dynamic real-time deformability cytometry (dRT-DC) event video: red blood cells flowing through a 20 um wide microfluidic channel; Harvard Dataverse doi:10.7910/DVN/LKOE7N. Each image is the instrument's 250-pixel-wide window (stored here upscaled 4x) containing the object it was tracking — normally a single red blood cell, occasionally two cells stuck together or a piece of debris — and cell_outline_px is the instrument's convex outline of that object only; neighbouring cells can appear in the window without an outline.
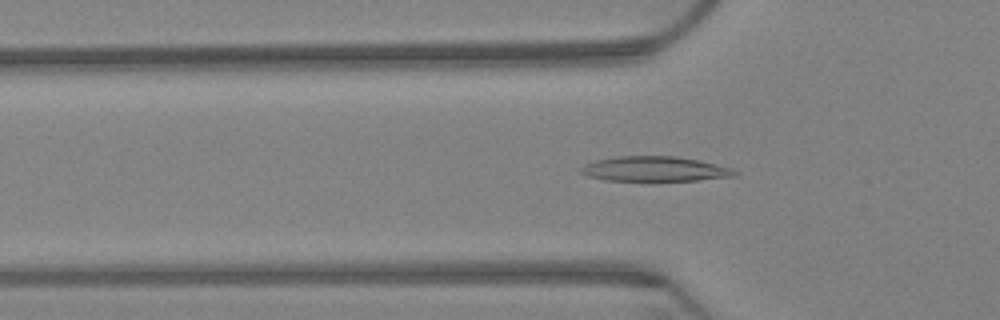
{"species": "Egyptian fruit bat (a non-hibernating species)", "species_latin": "Rousettus aegyptiacus", "temperature_condition": "warm", "stored_images_in_passage": 62, "camera_frame_rate_fps": 3000, "um_per_image_px": 0.085, "animal": {"sex": "female"}, "frame": {"image": 1, "passage_image": 19, "time_ms": 6.0, "image_size_px": [1000, 320], "cell_outline_px": [[740, 172], [736, 176], [696, 180], [604, 180], [588, 176], [580, 172], [580, 168], [596, 160], [616, 156], [676, 156], [700, 160], [732, 168]], "centroid_in_image_um": [55.7, 14.35], "position_along_channel_um": 70.1, "area_um2": 22.2}}
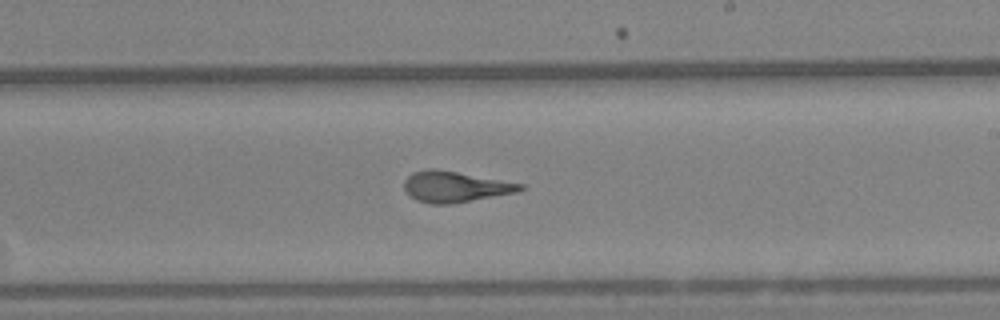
{"frame": {"image": 2, "passage_image": 36, "time_ms": 11.667, "image_size_px": [1000, 320], "cell_outline_px": [[524, 188], [516, 192], [452, 204], [428, 204], [416, 200], [404, 192], [404, 180], [412, 172], [428, 168], [432, 168], [456, 172], [524, 184]], "centroid_in_image_um": [38.61, 15.88], "position_along_channel_um": 250.4, "area_um2": 20.81}}
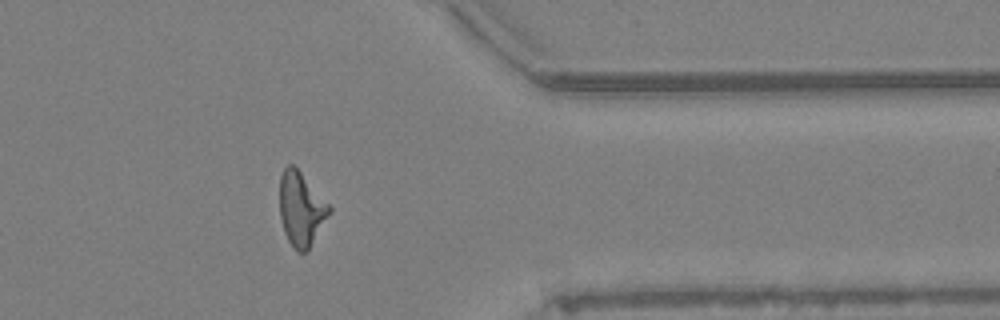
{"frame": {"image": 3, "passage_image": 50, "time_ms": 16.333, "image_size_px": [1000, 320], "cell_outline_px": [[332, 212], [308, 252], [296, 252], [288, 240], [284, 232], [280, 216], [280, 176], [284, 168], [288, 164], [292, 164], [300, 172], [332, 208]], "centroid_in_image_um": [25.61, 17.82], "position_along_channel_um": 385.8, "area_um2": 21.44}, "authors_computed_cell_mechanics": {"area_um2": 21.0681, "velocity_mm_per_s": 3.1913, "shape_relaxation_time_tau1_ms": null, "shape_relaxation_time_tau2_ms": 1.6816, "deformation_change_tau1": null, "deformation_change_tau2": 0.1019}}